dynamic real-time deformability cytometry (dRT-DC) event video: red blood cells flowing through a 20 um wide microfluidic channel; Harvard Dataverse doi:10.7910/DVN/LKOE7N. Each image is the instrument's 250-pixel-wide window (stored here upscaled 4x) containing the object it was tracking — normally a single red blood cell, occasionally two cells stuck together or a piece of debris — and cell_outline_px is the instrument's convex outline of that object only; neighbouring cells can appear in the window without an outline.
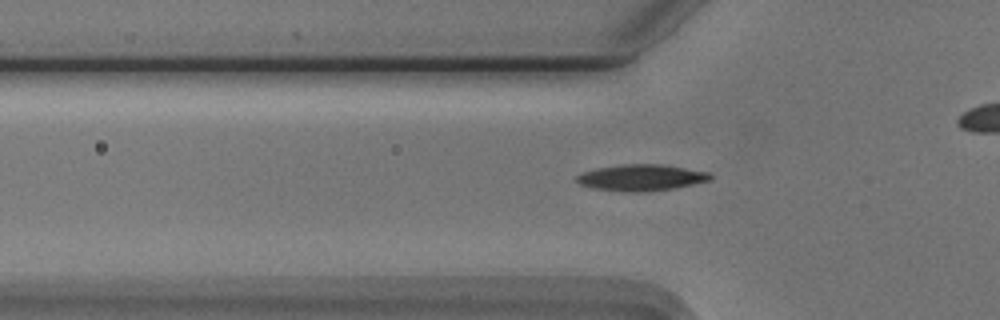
{"species": "Egyptian fruit bat (a non-hibernating species)", "species_latin": "Rousettus aegyptiacus", "temperature_condition": "cold", "stored_images_in_passage": 55, "camera_frame_rate_fps": 3000, "um_per_image_px": 0.085, "animal": {"sex": "male"}, "frame": {"image": 1, "passage_image": 17, "time_ms": 5.333, "image_size_px": [1000, 320], "cell_outline_px": [[712, 180], [672, 188], [648, 192], [628, 192], [592, 188], [580, 184], [576, 180], [576, 176], [584, 172], [596, 168], [624, 164], [664, 164], [708, 172], [712, 176]], "centroid_in_image_um": [54.51, 15.09], "position_along_channel_um": 71.3, "area_um2": 20.46}}
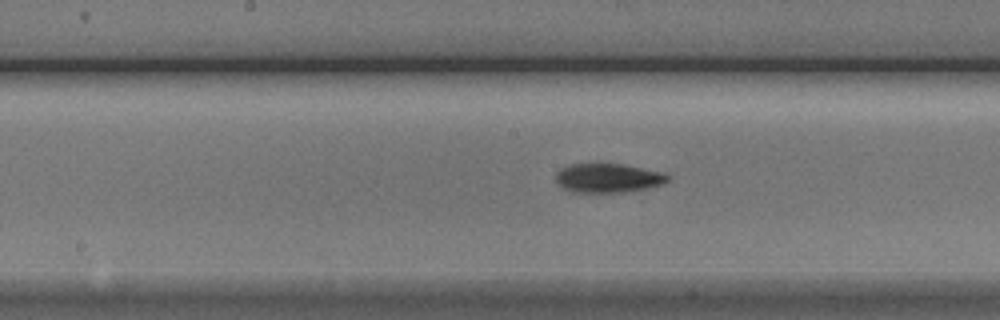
{"frame": {"image": 2, "passage_image": 27, "time_ms": 8.667, "image_size_px": [1000, 320], "cell_outline_px": [[668, 180], [664, 184], [648, 188], [624, 192], [576, 192], [564, 188], [556, 180], [556, 172], [560, 168], [568, 164], [596, 160], [620, 164], [664, 172], [668, 176]], "centroid_in_image_um": [51.65, 15.08], "position_along_channel_um": 196.6, "area_um2": 19.59}}
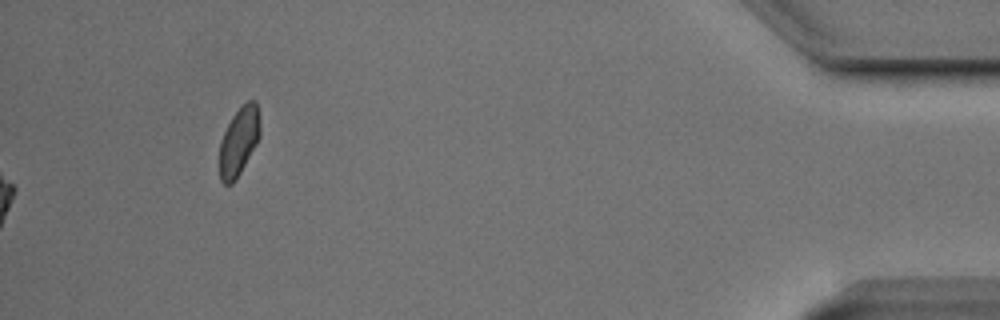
{"frame": {"image": 3, "passage_image": 55, "time_ms": 18.0, "image_size_px": [1000, 320], "cell_outline_px": [[260, 136], [256, 144], [240, 172], [232, 184], [224, 184], [220, 180], [220, 140], [232, 116], [248, 100], [256, 100], [260, 128]], "centroid_in_image_um": [20.3, 12.01], "position_along_channel_um": 414.9, "area_um2": 15.84}, "authors_computed_cell_mechanics": {"area_um2": 18.1492, "velocity_mm_per_s": 3.7392, "shape_relaxation_time_tau1_ms": 3.742, "shape_relaxation_time_tau2_ms": null, "deformation_change_tau1": 0.1138, "deformation_change_tau2": null}}